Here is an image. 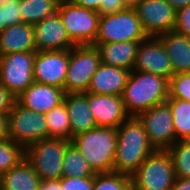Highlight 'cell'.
Segmentation results:
<instances>
[{
	"mask_svg": "<svg viewBox=\"0 0 190 190\" xmlns=\"http://www.w3.org/2000/svg\"><path fill=\"white\" fill-rule=\"evenodd\" d=\"M169 80L149 72L132 70L122 93L129 116H138L169 98Z\"/></svg>",
	"mask_w": 190,
	"mask_h": 190,
	"instance_id": "2",
	"label": "cell"
},
{
	"mask_svg": "<svg viewBox=\"0 0 190 190\" xmlns=\"http://www.w3.org/2000/svg\"><path fill=\"white\" fill-rule=\"evenodd\" d=\"M131 176L122 173H96L93 190H129Z\"/></svg>",
	"mask_w": 190,
	"mask_h": 190,
	"instance_id": "30",
	"label": "cell"
},
{
	"mask_svg": "<svg viewBox=\"0 0 190 190\" xmlns=\"http://www.w3.org/2000/svg\"><path fill=\"white\" fill-rule=\"evenodd\" d=\"M41 181L25 157L13 168L1 174L0 190H39Z\"/></svg>",
	"mask_w": 190,
	"mask_h": 190,
	"instance_id": "23",
	"label": "cell"
},
{
	"mask_svg": "<svg viewBox=\"0 0 190 190\" xmlns=\"http://www.w3.org/2000/svg\"><path fill=\"white\" fill-rule=\"evenodd\" d=\"M70 49L37 51L34 60V81L64 89Z\"/></svg>",
	"mask_w": 190,
	"mask_h": 190,
	"instance_id": "13",
	"label": "cell"
},
{
	"mask_svg": "<svg viewBox=\"0 0 190 190\" xmlns=\"http://www.w3.org/2000/svg\"><path fill=\"white\" fill-rule=\"evenodd\" d=\"M75 5L98 11L100 15L123 11L127 7L122 0H71Z\"/></svg>",
	"mask_w": 190,
	"mask_h": 190,
	"instance_id": "32",
	"label": "cell"
},
{
	"mask_svg": "<svg viewBox=\"0 0 190 190\" xmlns=\"http://www.w3.org/2000/svg\"><path fill=\"white\" fill-rule=\"evenodd\" d=\"M95 173L113 172L117 128L96 127L75 135L71 141Z\"/></svg>",
	"mask_w": 190,
	"mask_h": 190,
	"instance_id": "3",
	"label": "cell"
},
{
	"mask_svg": "<svg viewBox=\"0 0 190 190\" xmlns=\"http://www.w3.org/2000/svg\"><path fill=\"white\" fill-rule=\"evenodd\" d=\"M126 7L134 8L141 0H122Z\"/></svg>",
	"mask_w": 190,
	"mask_h": 190,
	"instance_id": "41",
	"label": "cell"
},
{
	"mask_svg": "<svg viewBox=\"0 0 190 190\" xmlns=\"http://www.w3.org/2000/svg\"><path fill=\"white\" fill-rule=\"evenodd\" d=\"M132 70L153 73L167 80L174 74L171 59L157 37L140 42Z\"/></svg>",
	"mask_w": 190,
	"mask_h": 190,
	"instance_id": "14",
	"label": "cell"
},
{
	"mask_svg": "<svg viewBox=\"0 0 190 190\" xmlns=\"http://www.w3.org/2000/svg\"><path fill=\"white\" fill-rule=\"evenodd\" d=\"M88 104L97 127L118 128L130 117L122 96L88 93Z\"/></svg>",
	"mask_w": 190,
	"mask_h": 190,
	"instance_id": "16",
	"label": "cell"
},
{
	"mask_svg": "<svg viewBox=\"0 0 190 190\" xmlns=\"http://www.w3.org/2000/svg\"><path fill=\"white\" fill-rule=\"evenodd\" d=\"M57 13L76 45H94L100 19L98 11L75 5L72 1H63Z\"/></svg>",
	"mask_w": 190,
	"mask_h": 190,
	"instance_id": "7",
	"label": "cell"
},
{
	"mask_svg": "<svg viewBox=\"0 0 190 190\" xmlns=\"http://www.w3.org/2000/svg\"><path fill=\"white\" fill-rule=\"evenodd\" d=\"M169 98L190 102V72L175 73L169 79Z\"/></svg>",
	"mask_w": 190,
	"mask_h": 190,
	"instance_id": "31",
	"label": "cell"
},
{
	"mask_svg": "<svg viewBox=\"0 0 190 190\" xmlns=\"http://www.w3.org/2000/svg\"><path fill=\"white\" fill-rule=\"evenodd\" d=\"M25 158V148L15 141L0 140V174L8 171Z\"/></svg>",
	"mask_w": 190,
	"mask_h": 190,
	"instance_id": "29",
	"label": "cell"
},
{
	"mask_svg": "<svg viewBox=\"0 0 190 190\" xmlns=\"http://www.w3.org/2000/svg\"><path fill=\"white\" fill-rule=\"evenodd\" d=\"M59 2H63V1H71V0H58Z\"/></svg>",
	"mask_w": 190,
	"mask_h": 190,
	"instance_id": "44",
	"label": "cell"
},
{
	"mask_svg": "<svg viewBox=\"0 0 190 190\" xmlns=\"http://www.w3.org/2000/svg\"><path fill=\"white\" fill-rule=\"evenodd\" d=\"M134 8L100 15L98 34L94 44L118 41H143L147 38Z\"/></svg>",
	"mask_w": 190,
	"mask_h": 190,
	"instance_id": "6",
	"label": "cell"
},
{
	"mask_svg": "<svg viewBox=\"0 0 190 190\" xmlns=\"http://www.w3.org/2000/svg\"><path fill=\"white\" fill-rule=\"evenodd\" d=\"M3 21L6 27L23 23L20 13V0L3 1Z\"/></svg>",
	"mask_w": 190,
	"mask_h": 190,
	"instance_id": "33",
	"label": "cell"
},
{
	"mask_svg": "<svg viewBox=\"0 0 190 190\" xmlns=\"http://www.w3.org/2000/svg\"><path fill=\"white\" fill-rule=\"evenodd\" d=\"M134 9L148 37L175 30L176 10L168 1L141 0Z\"/></svg>",
	"mask_w": 190,
	"mask_h": 190,
	"instance_id": "12",
	"label": "cell"
},
{
	"mask_svg": "<svg viewBox=\"0 0 190 190\" xmlns=\"http://www.w3.org/2000/svg\"><path fill=\"white\" fill-rule=\"evenodd\" d=\"M166 1H168L176 11L190 5V0H166Z\"/></svg>",
	"mask_w": 190,
	"mask_h": 190,
	"instance_id": "40",
	"label": "cell"
},
{
	"mask_svg": "<svg viewBox=\"0 0 190 190\" xmlns=\"http://www.w3.org/2000/svg\"><path fill=\"white\" fill-rule=\"evenodd\" d=\"M154 151L142 122L130 116L117 128L113 172L131 176Z\"/></svg>",
	"mask_w": 190,
	"mask_h": 190,
	"instance_id": "1",
	"label": "cell"
},
{
	"mask_svg": "<svg viewBox=\"0 0 190 190\" xmlns=\"http://www.w3.org/2000/svg\"><path fill=\"white\" fill-rule=\"evenodd\" d=\"M175 31L190 37V5L176 11Z\"/></svg>",
	"mask_w": 190,
	"mask_h": 190,
	"instance_id": "35",
	"label": "cell"
},
{
	"mask_svg": "<svg viewBox=\"0 0 190 190\" xmlns=\"http://www.w3.org/2000/svg\"><path fill=\"white\" fill-rule=\"evenodd\" d=\"M39 190H63L61 189L60 180L41 181Z\"/></svg>",
	"mask_w": 190,
	"mask_h": 190,
	"instance_id": "39",
	"label": "cell"
},
{
	"mask_svg": "<svg viewBox=\"0 0 190 190\" xmlns=\"http://www.w3.org/2000/svg\"><path fill=\"white\" fill-rule=\"evenodd\" d=\"M64 96V89L34 81L16 101L24 108L46 114L63 103Z\"/></svg>",
	"mask_w": 190,
	"mask_h": 190,
	"instance_id": "17",
	"label": "cell"
},
{
	"mask_svg": "<svg viewBox=\"0 0 190 190\" xmlns=\"http://www.w3.org/2000/svg\"><path fill=\"white\" fill-rule=\"evenodd\" d=\"M177 140L190 139V102L182 99L168 98Z\"/></svg>",
	"mask_w": 190,
	"mask_h": 190,
	"instance_id": "27",
	"label": "cell"
},
{
	"mask_svg": "<svg viewBox=\"0 0 190 190\" xmlns=\"http://www.w3.org/2000/svg\"><path fill=\"white\" fill-rule=\"evenodd\" d=\"M31 51H36L32 24L20 23L8 26L0 33V56Z\"/></svg>",
	"mask_w": 190,
	"mask_h": 190,
	"instance_id": "21",
	"label": "cell"
},
{
	"mask_svg": "<svg viewBox=\"0 0 190 190\" xmlns=\"http://www.w3.org/2000/svg\"><path fill=\"white\" fill-rule=\"evenodd\" d=\"M157 38L171 59L174 74L190 72V37L174 30Z\"/></svg>",
	"mask_w": 190,
	"mask_h": 190,
	"instance_id": "22",
	"label": "cell"
},
{
	"mask_svg": "<svg viewBox=\"0 0 190 190\" xmlns=\"http://www.w3.org/2000/svg\"><path fill=\"white\" fill-rule=\"evenodd\" d=\"M175 178L171 155L167 150H155L131 175V186L135 190H171Z\"/></svg>",
	"mask_w": 190,
	"mask_h": 190,
	"instance_id": "5",
	"label": "cell"
},
{
	"mask_svg": "<svg viewBox=\"0 0 190 190\" xmlns=\"http://www.w3.org/2000/svg\"><path fill=\"white\" fill-rule=\"evenodd\" d=\"M150 144L155 150H167L177 142L170 106L165 102L140 113Z\"/></svg>",
	"mask_w": 190,
	"mask_h": 190,
	"instance_id": "11",
	"label": "cell"
},
{
	"mask_svg": "<svg viewBox=\"0 0 190 190\" xmlns=\"http://www.w3.org/2000/svg\"><path fill=\"white\" fill-rule=\"evenodd\" d=\"M16 98L0 84V114H8Z\"/></svg>",
	"mask_w": 190,
	"mask_h": 190,
	"instance_id": "36",
	"label": "cell"
},
{
	"mask_svg": "<svg viewBox=\"0 0 190 190\" xmlns=\"http://www.w3.org/2000/svg\"><path fill=\"white\" fill-rule=\"evenodd\" d=\"M131 70L100 63L87 93L122 96Z\"/></svg>",
	"mask_w": 190,
	"mask_h": 190,
	"instance_id": "18",
	"label": "cell"
},
{
	"mask_svg": "<svg viewBox=\"0 0 190 190\" xmlns=\"http://www.w3.org/2000/svg\"><path fill=\"white\" fill-rule=\"evenodd\" d=\"M7 116L9 139L25 149L34 142L48 138L44 114L24 108L15 101Z\"/></svg>",
	"mask_w": 190,
	"mask_h": 190,
	"instance_id": "9",
	"label": "cell"
},
{
	"mask_svg": "<svg viewBox=\"0 0 190 190\" xmlns=\"http://www.w3.org/2000/svg\"><path fill=\"white\" fill-rule=\"evenodd\" d=\"M63 102L70 118L71 141L75 135L97 127L89 108L88 93H65Z\"/></svg>",
	"mask_w": 190,
	"mask_h": 190,
	"instance_id": "19",
	"label": "cell"
},
{
	"mask_svg": "<svg viewBox=\"0 0 190 190\" xmlns=\"http://www.w3.org/2000/svg\"><path fill=\"white\" fill-rule=\"evenodd\" d=\"M4 0H0V7L2 6Z\"/></svg>",
	"mask_w": 190,
	"mask_h": 190,
	"instance_id": "43",
	"label": "cell"
},
{
	"mask_svg": "<svg viewBox=\"0 0 190 190\" xmlns=\"http://www.w3.org/2000/svg\"><path fill=\"white\" fill-rule=\"evenodd\" d=\"M63 190H93L94 176L91 177H62L60 179Z\"/></svg>",
	"mask_w": 190,
	"mask_h": 190,
	"instance_id": "34",
	"label": "cell"
},
{
	"mask_svg": "<svg viewBox=\"0 0 190 190\" xmlns=\"http://www.w3.org/2000/svg\"><path fill=\"white\" fill-rule=\"evenodd\" d=\"M44 116L48 127V138H63L71 141L70 118L64 102Z\"/></svg>",
	"mask_w": 190,
	"mask_h": 190,
	"instance_id": "25",
	"label": "cell"
},
{
	"mask_svg": "<svg viewBox=\"0 0 190 190\" xmlns=\"http://www.w3.org/2000/svg\"><path fill=\"white\" fill-rule=\"evenodd\" d=\"M36 51L67 50L76 44L69 38L58 13L33 25Z\"/></svg>",
	"mask_w": 190,
	"mask_h": 190,
	"instance_id": "15",
	"label": "cell"
},
{
	"mask_svg": "<svg viewBox=\"0 0 190 190\" xmlns=\"http://www.w3.org/2000/svg\"><path fill=\"white\" fill-rule=\"evenodd\" d=\"M140 42L118 41L94 44V46L100 53L102 63L132 71Z\"/></svg>",
	"mask_w": 190,
	"mask_h": 190,
	"instance_id": "20",
	"label": "cell"
},
{
	"mask_svg": "<svg viewBox=\"0 0 190 190\" xmlns=\"http://www.w3.org/2000/svg\"><path fill=\"white\" fill-rule=\"evenodd\" d=\"M100 63V53L94 45H76L70 49L65 93H87Z\"/></svg>",
	"mask_w": 190,
	"mask_h": 190,
	"instance_id": "8",
	"label": "cell"
},
{
	"mask_svg": "<svg viewBox=\"0 0 190 190\" xmlns=\"http://www.w3.org/2000/svg\"><path fill=\"white\" fill-rule=\"evenodd\" d=\"M167 151L172 157L175 176L190 178V140H179Z\"/></svg>",
	"mask_w": 190,
	"mask_h": 190,
	"instance_id": "28",
	"label": "cell"
},
{
	"mask_svg": "<svg viewBox=\"0 0 190 190\" xmlns=\"http://www.w3.org/2000/svg\"><path fill=\"white\" fill-rule=\"evenodd\" d=\"M5 138H9L8 116L7 114H0V140Z\"/></svg>",
	"mask_w": 190,
	"mask_h": 190,
	"instance_id": "38",
	"label": "cell"
},
{
	"mask_svg": "<svg viewBox=\"0 0 190 190\" xmlns=\"http://www.w3.org/2000/svg\"><path fill=\"white\" fill-rule=\"evenodd\" d=\"M171 190H190V178L176 177Z\"/></svg>",
	"mask_w": 190,
	"mask_h": 190,
	"instance_id": "37",
	"label": "cell"
},
{
	"mask_svg": "<svg viewBox=\"0 0 190 190\" xmlns=\"http://www.w3.org/2000/svg\"><path fill=\"white\" fill-rule=\"evenodd\" d=\"M62 170L63 177H91L96 174L72 142L65 150Z\"/></svg>",
	"mask_w": 190,
	"mask_h": 190,
	"instance_id": "26",
	"label": "cell"
},
{
	"mask_svg": "<svg viewBox=\"0 0 190 190\" xmlns=\"http://www.w3.org/2000/svg\"><path fill=\"white\" fill-rule=\"evenodd\" d=\"M6 28L3 21V6L0 7V33Z\"/></svg>",
	"mask_w": 190,
	"mask_h": 190,
	"instance_id": "42",
	"label": "cell"
},
{
	"mask_svg": "<svg viewBox=\"0 0 190 190\" xmlns=\"http://www.w3.org/2000/svg\"><path fill=\"white\" fill-rule=\"evenodd\" d=\"M60 2L58 0H20V13L23 23L36 24L55 15Z\"/></svg>",
	"mask_w": 190,
	"mask_h": 190,
	"instance_id": "24",
	"label": "cell"
},
{
	"mask_svg": "<svg viewBox=\"0 0 190 190\" xmlns=\"http://www.w3.org/2000/svg\"><path fill=\"white\" fill-rule=\"evenodd\" d=\"M70 143L63 138H47L25 149V157L42 181L60 180L63 177L65 150Z\"/></svg>",
	"mask_w": 190,
	"mask_h": 190,
	"instance_id": "4",
	"label": "cell"
},
{
	"mask_svg": "<svg viewBox=\"0 0 190 190\" xmlns=\"http://www.w3.org/2000/svg\"><path fill=\"white\" fill-rule=\"evenodd\" d=\"M37 51L15 52L0 56V84L15 98L33 82V67Z\"/></svg>",
	"mask_w": 190,
	"mask_h": 190,
	"instance_id": "10",
	"label": "cell"
}]
</instances>
